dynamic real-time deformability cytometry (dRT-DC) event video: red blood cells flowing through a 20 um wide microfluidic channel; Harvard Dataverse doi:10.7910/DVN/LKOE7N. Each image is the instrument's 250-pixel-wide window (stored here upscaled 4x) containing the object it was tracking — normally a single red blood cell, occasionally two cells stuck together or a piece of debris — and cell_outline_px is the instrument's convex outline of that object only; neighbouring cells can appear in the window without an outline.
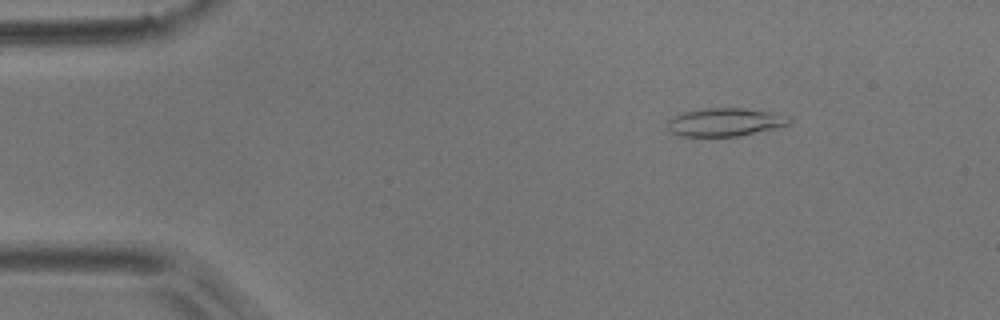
{"species": "common noctule bat (a hibernating species)", "species_latin": "Nyctalus noctula", "temperature_condition": "room temperature", "stored_images_in_passage": 4, "camera_frame_rate_fps": 3000, "um_per_image_px": 0.085, "animal": {"sex": "male", "body_mass_g": 17.9}, "frame": {"image": 1, "passage_image": 2, "time_ms": 0.333, "image_size_px": [1000, 320], "cell_outline_px": [[792, 120], [788, 124], [772, 128], [736, 136], [680, 136], [672, 132], [668, 128], [668, 120], [684, 112], [708, 108], [740, 108], [772, 112], [792, 116]], "centroid_in_image_um": [61.65, 10.37], "position_along_channel_um": 23.4, "area_um2": 19.59}}